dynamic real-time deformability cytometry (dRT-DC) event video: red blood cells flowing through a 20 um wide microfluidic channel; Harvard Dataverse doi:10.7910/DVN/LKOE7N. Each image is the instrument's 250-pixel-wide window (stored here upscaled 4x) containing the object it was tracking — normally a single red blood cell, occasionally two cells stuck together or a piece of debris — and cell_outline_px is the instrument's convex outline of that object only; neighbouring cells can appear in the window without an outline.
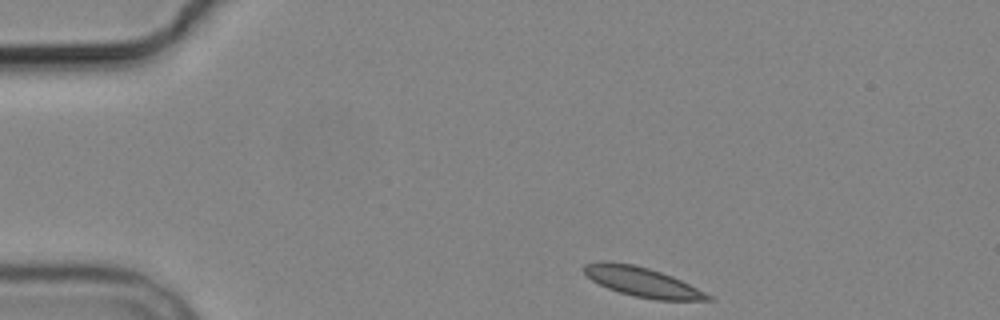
{"species": "common noctule bat (a hibernating species)", "species_latin": "Nyctalus noctula", "temperature_condition": "cold", "stored_images_in_passage": 3, "camera_frame_rate_fps": 3000, "um_per_image_px": 0.085, "animal": {"sex": "male", "body_mass_g": 19.2, "forearm_length_mm": 51.8}, "frame": {"image": 1, "passage_image": 1, "time_ms": 0.0, "image_size_px": [1000, 320], "cell_outline_px": [[712, 300], [656, 300], [632, 296], [608, 288], [592, 280], [580, 268], [584, 264], [600, 260], [604, 260], [632, 264], [648, 268], [672, 276], [712, 296]], "centroid_in_image_um": [54.53, 23.95], "position_along_channel_um": 30.5, "area_um2": 21.21}}